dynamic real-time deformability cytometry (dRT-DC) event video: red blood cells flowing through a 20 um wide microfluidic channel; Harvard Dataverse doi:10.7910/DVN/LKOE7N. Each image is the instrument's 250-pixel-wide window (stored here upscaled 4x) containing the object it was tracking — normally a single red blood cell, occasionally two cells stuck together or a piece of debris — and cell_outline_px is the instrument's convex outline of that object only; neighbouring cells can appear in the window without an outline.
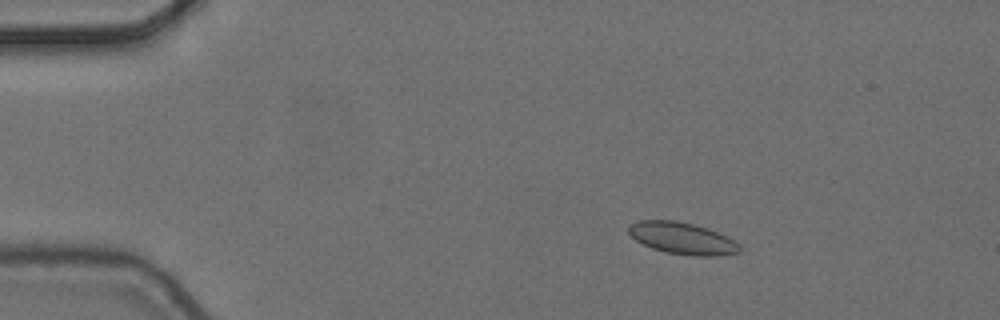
{"species": "common noctule bat (a hibernating species)", "species_latin": "Nyctalus noctula", "temperature_condition": "cold", "stored_images_in_passage": 4, "camera_frame_rate_fps": 3000, "um_per_image_px": 0.085, "animal": {"sex": "female", "body_mass_g": 24.6, "forearm_length_mm": 56.2}, "frame": {"image": 1, "passage_image": 3, "time_ms": 0.667, "image_size_px": [1000, 320], "cell_outline_px": [[740, 252], [720, 256], [692, 256], [664, 252], [652, 248], [636, 240], [628, 232], [628, 224], [640, 220], [676, 220], [708, 228], [736, 240], [740, 248]], "centroid_in_image_um": [58.0, 20.26], "position_along_channel_um": 27.0, "area_um2": 20.75}}